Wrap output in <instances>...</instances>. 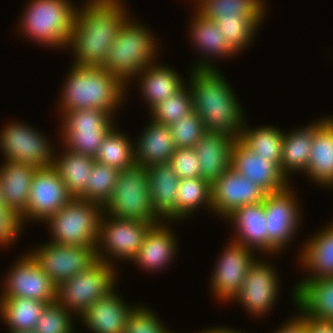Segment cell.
Here are the masks:
<instances>
[{"mask_svg":"<svg viewBox=\"0 0 333 333\" xmlns=\"http://www.w3.org/2000/svg\"><path fill=\"white\" fill-rule=\"evenodd\" d=\"M129 16L121 0H87L77 9L65 48H72L74 65L103 67L120 25Z\"/></svg>","mask_w":333,"mask_h":333,"instance_id":"cell-1","label":"cell"},{"mask_svg":"<svg viewBox=\"0 0 333 333\" xmlns=\"http://www.w3.org/2000/svg\"><path fill=\"white\" fill-rule=\"evenodd\" d=\"M191 70L188 85L192 93L193 110L204 123L205 131L239 140L245 125V115L224 76L217 68Z\"/></svg>","mask_w":333,"mask_h":333,"instance_id":"cell-2","label":"cell"},{"mask_svg":"<svg viewBox=\"0 0 333 333\" xmlns=\"http://www.w3.org/2000/svg\"><path fill=\"white\" fill-rule=\"evenodd\" d=\"M60 99L61 113L99 109L111 116L125 101L126 85L102 67L71 66Z\"/></svg>","mask_w":333,"mask_h":333,"instance_id":"cell-3","label":"cell"},{"mask_svg":"<svg viewBox=\"0 0 333 333\" xmlns=\"http://www.w3.org/2000/svg\"><path fill=\"white\" fill-rule=\"evenodd\" d=\"M131 18L128 16L120 25L102 67L127 87L130 78L136 79V75L141 73L143 68L156 60L158 49L151 31Z\"/></svg>","mask_w":333,"mask_h":333,"instance_id":"cell-4","label":"cell"},{"mask_svg":"<svg viewBox=\"0 0 333 333\" xmlns=\"http://www.w3.org/2000/svg\"><path fill=\"white\" fill-rule=\"evenodd\" d=\"M28 3L19 29L37 44L64 48L78 7L69 0H31Z\"/></svg>","mask_w":333,"mask_h":333,"instance_id":"cell-5","label":"cell"},{"mask_svg":"<svg viewBox=\"0 0 333 333\" xmlns=\"http://www.w3.org/2000/svg\"><path fill=\"white\" fill-rule=\"evenodd\" d=\"M103 212L121 219L162 223L151 202L147 167L134 164L120 171Z\"/></svg>","mask_w":333,"mask_h":333,"instance_id":"cell-6","label":"cell"},{"mask_svg":"<svg viewBox=\"0 0 333 333\" xmlns=\"http://www.w3.org/2000/svg\"><path fill=\"white\" fill-rule=\"evenodd\" d=\"M103 206L84 199H72L56 214L45 220L49 224L50 242L68 246H97Z\"/></svg>","mask_w":333,"mask_h":333,"instance_id":"cell-7","label":"cell"},{"mask_svg":"<svg viewBox=\"0 0 333 333\" xmlns=\"http://www.w3.org/2000/svg\"><path fill=\"white\" fill-rule=\"evenodd\" d=\"M113 266L97 260L88 269L59 283L56 302L80 317L91 304L115 289L118 277Z\"/></svg>","mask_w":333,"mask_h":333,"instance_id":"cell-8","label":"cell"},{"mask_svg":"<svg viewBox=\"0 0 333 333\" xmlns=\"http://www.w3.org/2000/svg\"><path fill=\"white\" fill-rule=\"evenodd\" d=\"M62 114L59 136L63 146L66 150L95 159L103 139L114 127V116L99 109L71 110Z\"/></svg>","mask_w":333,"mask_h":333,"instance_id":"cell-9","label":"cell"},{"mask_svg":"<svg viewBox=\"0 0 333 333\" xmlns=\"http://www.w3.org/2000/svg\"><path fill=\"white\" fill-rule=\"evenodd\" d=\"M107 215L103 212L100 218L96 246L97 260H102L110 265H113L112 257L113 259L131 261L143 244L147 232L157 223L121 219ZM107 256L110 257L109 260Z\"/></svg>","mask_w":333,"mask_h":333,"instance_id":"cell-10","label":"cell"},{"mask_svg":"<svg viewBox=\"0 0 333 333\" xmlns=\"http://www.w3.org/2000/svg\"><path fill=\"white\" fill-rule=\"evenodd\" d=\"M28 124L8 123L0 132V150L4 160H10L37 169L53 166L54 152L46 136L34 130Z\"/></svg>","mask_w":333,"mask_h":333,"instance_id":"cell-11","label":"cell"},{"mask_svg":"<svg viewBox=\"0 0 333 333\" xmlns=\"http://www.w3.org/2000/svg\"><path fill=\"white\" fill-rule=\"evenodd\" d=\"M290 186L279 192L267 193L263 200L267 221V253L270 255L284 250L301 224L298 200Z\"/></svg>","mask_w":333,"mask_h":333,"instance_id":"cell-12","label":"cell"},{"mask_svg":"<svg viewBox=\"0 0 333 333\" xmlns=\"http://www.w3.org/2000/svg\"><path fill=\"white\" fill-rule=\"evenodd\" d=\"M31 252V257L56 286L97 261L96 247L86 245L68 246L49 242Z\"/></svg>","mask_w":333,"mask_h":333,"instance_id":"cell-13","label":"cell"},{"mask_svg":"<svg viewBox=\"0 0 333 333\" xmlns=\"http://www.w3.org/2000/svg\"><path fill=\"white\" fill-rule=\"evenodd\" d=\"M72 199L53 167L37 169L32 177L27 210L21 215L22 222L29 219L45 223Z\"/></svg>","mask_w":333,"mask_h":333,"instance_id":"cell-14","label":"cell"},{"mask_svg":"<svg viewBox=\"0 0 333 333\" xmlns=\"http://www.w3.org/2000/svg\"><path fill=\"white\" fill-rule=\"evenodd\" d=\"M15 263L5 277L0 297L35 299L48 304L56 302V285L29 253Z\"/></svg>","mask_w":333,"mask_h":333,"instance_id":"cell-15","label":"cell"},{"mask_svg":"<svg viewBox=\"0 0 333 333\" xmlns=\"http://www.w3.org/2000/svg\"><path fill=\"white\" fill-rule=\"evenodd\" d=\"M253 250L231 240L216 263L211 277L212 293L229 302L239 293L250 266L255 262Z\"/></svg>","mask_w":333,"mask_h":333,"instance_id":"cell-16","label":"cell"},{"mask_svg":"<svg viewBox=\"0 0 333 333\" xmlns=\"http://www.w3.org/2000/svg\"><path fill=\"white\" fill-rule=\"evenodd\" d=\"M272 266V267H271ZM273 265L255 260L247 271L239 293L234 297L250 315L259 318L271 311L279 294L280 280Z\"/></svg>","mask_w":333,"mask_h":333,"instance_id":"cell-17","label":"cell"},{"mask_svg":"<svg viewBox=\"0 0 333 333\" xmlns=\"http://www.w3.org/2000/svg\"><path fill=\"white\" fill-rule=\"evenodd\" d=\"M266 195L263 188L230 168L211 184V211L225 218L239 207L262 202Z\"/></svg>","mask_w":333,"mask_h":333,"instance_id":"cell-18","label":"cell"},{"mask_svg":"<svg viewBox=\"0 0 333 333\" xmlns=\"http://www.w3.org/2000/svg\"><path fill=\"white\" fill-rule=\"evenodd\" d=\"M231 168L267 193L279 192L291 185L274 161L258 156L240 140H236L232 147Z\"/></svg>","mask_w":333,"mask_h":333,"instance_id":"cell-19","label":"cell"},{"mask_svg":"<svg viewBox=\"0 0 333 333\" xmlns=\"http://www.w3.org/2000/svg\"><path fill=\"white\" fill-rule=\"evenodd\" d=\"M112 290L107 296L91 304L80 316L92 333H124L129 316L136 306H128Z\"/></svg>","mask_w":333,"mask_h":333,"instance_id":"cell-20","label":"cell"},{"mask_svg":"<svg viewBox=\"0 0 333 333\" xmlns=\"http://www.w3.org/2000/svg\"><path fill=\"white\" fill-rule=\"evenodd\" d=\"M292 292L293 303L303 314L333 322V277L302 279Z\"/></svg>","mask_w":333,"mask_h":333,"instance_id":"cell-21","label":"cell"},{"mask_svg":"<svg viewBox=\"0 0 333 333\" xmlns=\"http://www.w3.org/2000/svg\"><path fill=\"white\" fill-rule=\"evenodd\" d=\"M236 227V236L232 241L244 245L251 250L267 253V226L264 203L244 205L233 210L225 217ZM260 249V250H259Z\"/></svg>","mask_w":333,"mask_h":333,"instance_id":"cell-22","label":"cell"},{"mask_svg":"<svg viewBox=\"0 0 333 333\" xmlns=\"http://www.w3.org/2000/svg\"><path fill=\"white\" fill-rule=\"evenodd\" d=\"M236 140L228 135L206 132L194 146L201 178L210 184L231 168V151Z\"/></svg>","mask_w":333,"mask_h":333,"instance_id":"cell-23","label":"cell"},{"mask_svg":"<svg viewBox=\"0 0 333 333\" xmlns=\"http://www.w3.org/2000/svg\"><path fill=\"white\" fill-rule=\"evenodd\" d=\"M165 225V226H164ZM164 224L153 225L145 235L143 244L131 260L147 271H159L172 261L177 250L175 234Z\"/></svg>","mask_w":333,"mask_h":333,"instance_id":"cell-24","label":"cell"},{"mask_svg":"<svg viewBox=\"0 0 333 333\" xmlns=\"http://www.w3.org/2000/svg\"><path fill=\"white\" fill-rule=\"evenodd\" d=\"M147 172L151 202L156 215L162 221L167 219L176 222L178 175L169 163L147 167Z\"/></svg>","mask_w":333,"mask_h":333,"instance_id":"cell-25","label":"cell"},{"mask_svg":"<svg viewBox=\"0 0 333 333\" xmlns=\"http://www.w3.org/2000/svg\"><path fill=\"white\" fill-rule=\"evenodd\" d=\"M0 167L3 203L20 216L27 210L32 177L37 168L10 160Z\"/></svg>","mask_w":333,"mask_h":333,"instance_id":"cell-26","label":"cell"},{"mask_svg":"<svg viewBox=\"0 0 333 333\" xmlns=\"http://www.w3.org/2000/svg\"><path fill=\"white\" fill-rule=\"evenodd\" d=\"M139 138V142L134 145L136 165L150 167L155 164L169 163L176 149L169 126L155 122L151 118L149 125Z\"/></svg>","mask_w":333,"mask_h":333,"instance_id":"cell-27","label":"cell"},{"mask_svg":"<svg viewBox=\"0 0 333 333\" xmlns=\"http://www.w3.org/2000/svg\"><path fill=\"white\" fill-rule=\"evenodd\" d=\"M317 185L333 184V117L329 116L315 131L309 163L304 172Z\"/></svg>","mask_w":333,"mask_h":333,"instance_id":"cell-28","label":"cell"},{"mask_svg":"<svg viewBox=\"0 0 333 333\" xmlns=\"http://www.w3.org/2000/svg\"><path fill=\"white\" fill-rule=\"evenodd\" d=\"M195 12L189 28L192 34L190 38H192L193 41L191 42L195 44L194 46H197L201 52L203 51V54H206V56L204 54L206 58H204L205 60L202 59L203 62H197L193 68H216L214 64H210L212 61L207 57L211 56V59L213 57H230L236 53L228 46L221 33V28L213 19H208L197 11Z\"/></svg>","mask_w":333,"mask_h":333,"instance_id":"cell-29","label":"cell"},{"mask_svg":"<svg viewBox=\"0 0 333 333\" xmlns=\"http://www.w3.org/2000/svg\"><path fill=\"white\" fill-rule=\"evenodd\" d=\"M316 236L309 238L301 249L300 261L309 275L303 279H319L333 277V222Z\"/></svg>","mask_w":333,"mask_h":333,"instance_id":"cell-30","label":"cell"},{"mask_svg":"<svg viewBox=\"0 0 333 333\" xmlns=\"http://www.w3.org/2000/svg\"><path fill=\"white\" fill-rule=\"evenodd\" d=\"M156 64L154 61L136 75L140 77V91L149 104V111L184 86L183 79L175 70L163 64Z\"/></svg>","mask_w":333,"mask_h":333,"instance_id":"cell-31","label":"cell"},{"mask_svg":"<svg viewBox=\"0 0 333 333\" xmlns=\"http://www.w3.org/2000/svg\"><path fill=\"white\" fill-rule=\"evenodd\" d=\"M321 118L305 128L294 130L288 134L284 133L282 159L280 169L289 179L292 172L306 171L309 163L311 143L314 138V131L327 119ZM290 172V173H289ZM289 175V176H288Z\"/></svg>","mask_w":333,"mask_h":333,"instance_id":"cell-32","label":"cell"},{"mask_svg":"<svg viewBox=\"0 0 333 333\" xmlns=\"http://www.w3.org/2000/svg\"><path fill=\"white\" fill-rule=\"evenodd\" d=\"M62 156L54 155L53 168L66 185L68 194L73 199H84V191L90 178V172L95 160L69 150H64Z\"/></svg>","mask_w":333,"mask_h":333,"instance_id":"cell-33","label":"cell"},{"mask_svg":"<svg viewBox=\"0 0 333 333\" xmlns=\"http://www.w3.org/2000/svg\"><path fill=\"white\" fill-rule=\"evenodd\" d=\"M47 304L35 299L0 297V318L9 331L33 332Z\"/></svg>","mask_w":333,"mask_h":333,"instance_id":"cell-34","label":"cell"},{"mask_svg":"<svg viewBox=\"0 0 333 333\" xmlns=\"http://www.w3.org/2000/svg\"><path fill=\"white\" fill-rule=\"evenodd\" d=\"M245 126L246 123L239 140L258 156L270 158L280 167L284 132L271 125L252 129Z\"/></svg>","mask_w":333,"mask_h":333,"instance_id":"cell-35","label":"cell"},{"mask_svg":"<svg viewBox=\"0 0 333 333\" xmlns=\"http://www.w3.org/2000/svg\"><path fill=\"white\" fill-rule=\"evenodd\" d=\"M195 10L208 19H230L245 16H265L262 0H196ZM264 4V5H263Z\"/></svg>","mask_w":333,"mask_h":333,"instance_id":"cell-36","label":"cell"},{"mask_svg":"<svg viewBox=\"0 0 333 333\" xmlns=\"http://www.w3.org/2000/svg\"><path fill=\"white\" fill-rule=\"evenodd\" d=\"M201 205L212 208L211 184L201 177L179 180L176 195V219L182 221L191 217L196 208L202 207Z\"/></svg>","mask_w":333,"mask_h":333,"instance_id":"cell-37","label":"cell"},{"mask_svg":"<svg viewBox=\"0 0 333 333\" xmlns=\"http://www.w3.org/2000/svg\"><path fill=\"white\" fill-rule=\"evenodd\" d=\"M133 146L125 133L113 127L103 139L94 160L122 171L135 164Z\"/></svg>","mask_w":333,"mask_h":333,"instance_id":"cell-38","label":"cell"},{"mask_svg":"<svg viewBox=\"0 0 333 333\" xmlns=\"http://www.w3.org/2000/svg\"><path fill=\"white\" fill-rule=\"evenodd\" d=\"M264 16H245L230 19H213L221 28V33L228 46L237 54L247 47L254 39L256 30Z\"/></svg>","mask_w":333,"mask_h":333,"instance_id":"cell-39","label":"cell"},{"mask_svg":"<svg viewBox=\"0 0 333 333\" xmlns=\"http://www.w3.org/2000/svg\"><path fill=\"white\" fill-rule=\"evenodd\" d=\"M119 173L116 168L95 161L84 191V200L104 206L113 194Z\"/></svg>","mask_w":333,"mask_h":333,"instance_id":"cell-40","label":"cell"},{"mask_svg":"<svg viewBox=\"0 0 333 333\" xmlns=\"http://www.w3.org/2000/svg\"><path fill=\"white\" fill-rule=\"evenodd\" d=\"M187 86L184 84L180 90L155 106L150 112L152 113L150 118L155 122L169 126L191 113L193 111V99L189 85Z\"/></svg>","mask_w":333,"mask_h":333,"instance_id":"cell-41","label":"cell"},{"mask_svg":"<svg viewBox=\"0 0 333 333\" xmlns=\"http://www.w3.org/2000/svg\"><path fill=\"white\" fill-rule=\"evenodd\" d=\"M169 127L176 148H194L206 133L204 123L194 110Z\"/></svg>","mask_w":333,"mask_h":333,"instance_id":"cell-42","label":"cell"},{"mask_svg":"<svg viewBox=\"0 0 333 333\" xmlns=\"http://www.w3.org/2000/svg\"><path fill=\"white\" fill-rule=\"evenodd\" d=\"M71 312L57 302L47 304L38 319L34 333H75Z\"/></svg>","mask_w":333,"mask_h":333,"instance_id":"cell-43","label":"cell"},{"mask_svg":"<svg viewBox=\"0 0 333 333\" xmlns=\"http://www.w3.org/2000/svg\"><path fill=\"white\" fill-rule=\"evenodd\" d=\"M159 318L146 306H137L128 319L124 333H169Z\"/></svg>","mask_w":333,"mask_h":333,"instance_id":"cell-44","label":"cell"},{"mask_svg":"<svg viewBox=\"0 0 333 333\" xmlns=\"http://www.w3.org/2000/svg\"><path fill=\"white\" fill-rule=\"evenodd\" d=\"M169 164L179 180L201 177L200 162L194 148H176Z\"/></svg>","mask_w":333,"mask_h":333,"instance_id":"cell-45","label":"cell"},{"mask_svg":"<svg viewBox=\"0 0 333 333\" xmlns=\"http://www.w3.org/2000/svg\"><path fill=\"white\" fill-rule=\"evenodd\" d=\"M22 227L21 216L5 204L0 205V246L12 244Z\"/></svg>","mask_w":333,"mask_h":333,"instance_id":"cell-46","label":"cell"},{"mask_svg":"<svg viewBox=\"0 0 333 333\" xmlns=\"http://www.w3.org/2000/svg\"><path fill=\"white\" fill-rule=\"evenodd\" d=\"M305 318L307 333H333V322L327 320L312 319L299 310Z\"/></svg>","mask_w":333,"mask_h":333,"instance_id":"cell-47","label":"cell"},{"mask_svg":"<svg viewBox=\"0 0 333 333\" xmlns=\"http://www.w3.org/2000/svg\"><path fill=\"white\" fill-rule=\"evenodd\" d=\"M285 325H282L275 333H307L305 326V318L300 314L295 315L291 320H287Z\"/></svg>","mask_w":333,"mask_h":333,"instance_id":"cell-48","label":"cell"},{"mask_svg":"<svg viewBox=\"0 0 333 333\" xmlns=\"http://www.w3.org/2000/svg\"><path fill=\"white\" fill-rule=\"evenodd\" d=\"M205 330V331H204ZM203 331H199L198 333H242L240 330L236 329L234 330V328L232 329H228L227 327H215V328H210V329H204ZM245 333V332H243Z\"/></svg>","mask_w":333,"mask_h":333,"instance_id":"cell-49","label":"cell"},{"mask_svg":"<svg viewBox=\"0 0 333 333\" xmlns=\"http://www.w3.org/2000/svg\"><path fill=\"white\" fill-rule=\"evenodd\" d=\"M4 204L3 203V194H2V189H1V186H0V205Z\"/></svg>","mask_w":333,"mask_h":333,"instance_id":"cell-50","label":"cell"},{"mask_svg":"<svg viewBox=\"0 0 333 333\" xmlns=\"http://www.w3.org/2000/svg\"><path fill=\"white\" fill-rule=\"evenodd\" d=\"M9 333H34V332H15V331H9Z\"/></svg>","mask_w":333,"mask_h":333,"instance_id":"cell-51","label":"cell"}]
</instances>
